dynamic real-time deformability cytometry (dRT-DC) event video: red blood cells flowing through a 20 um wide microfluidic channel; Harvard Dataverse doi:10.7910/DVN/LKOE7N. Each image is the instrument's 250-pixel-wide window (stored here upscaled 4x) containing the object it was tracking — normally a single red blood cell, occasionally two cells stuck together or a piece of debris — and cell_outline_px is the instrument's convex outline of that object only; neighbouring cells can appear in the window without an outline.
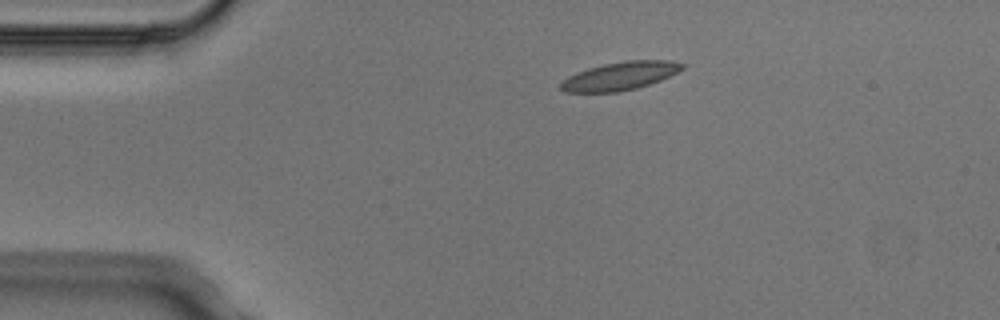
{"species": "Egyptian fruit bat (a non-hibernating species)", "species_latin": "Rousettus aegyptiacus", "temperature_condition": "cold", "stored_images_in_passage": 2, "camera_frame_rate_fps": 3000, "um_per_image_px": 0.085, "animal": {"sex": "male"}, "frame": {"image": 1, "passage_image": 1, "time_ms": 0.0, "image_size_px": [1000, 320], "cell_outline_px": [[684, 68], [660, 80], [636, 88], [616, 92], [564, 92], [560, 88], [560, 84], [568, 76], [576, 72], [588, 68], [604, 64], [628, 60], [672, 60], [684, 64]], "centroid_in_image_um": [52.69, 6.45], "position_along_channel_um": 32.3, "area_um2": 19.77}}